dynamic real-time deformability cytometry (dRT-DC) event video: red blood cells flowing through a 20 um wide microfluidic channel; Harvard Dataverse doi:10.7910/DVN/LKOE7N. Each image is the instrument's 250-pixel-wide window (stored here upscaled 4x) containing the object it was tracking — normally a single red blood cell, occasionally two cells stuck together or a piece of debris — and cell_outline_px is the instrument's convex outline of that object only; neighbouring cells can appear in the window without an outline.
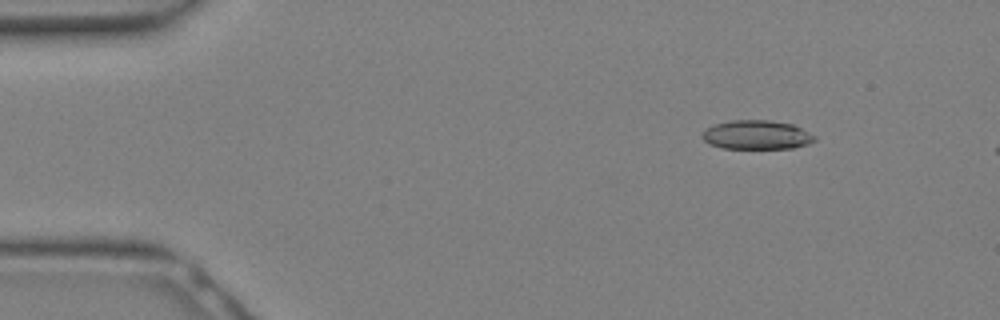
{"species": "Egyptian fruit bat (a non-hibernating species)", "species_latin": "Rousettus aegyptiacus", "temperature_condition": "warm", "stored_images_in_passage": 9, "camera_frame_rate_fps": 3000, "um_per_image_px": 0.085, "animal": {"sex": "female"}, "frame": {"image": 1, "passage_image": 4, "time_ms": 1.0, "image_size_px": [1000, 320], "cell_outline_px": [[816, 140], [808, 144], [792, 148], [720, 148], [708, 144], [700, 136], [700, 132], [716, 124], [732, 120], [768, 120], [792, 124], [816, 136]], "centroid_in_image_um": [64.28, 11.47], "position_along_channel_um": 20.7, "area_um2": 19.02}}